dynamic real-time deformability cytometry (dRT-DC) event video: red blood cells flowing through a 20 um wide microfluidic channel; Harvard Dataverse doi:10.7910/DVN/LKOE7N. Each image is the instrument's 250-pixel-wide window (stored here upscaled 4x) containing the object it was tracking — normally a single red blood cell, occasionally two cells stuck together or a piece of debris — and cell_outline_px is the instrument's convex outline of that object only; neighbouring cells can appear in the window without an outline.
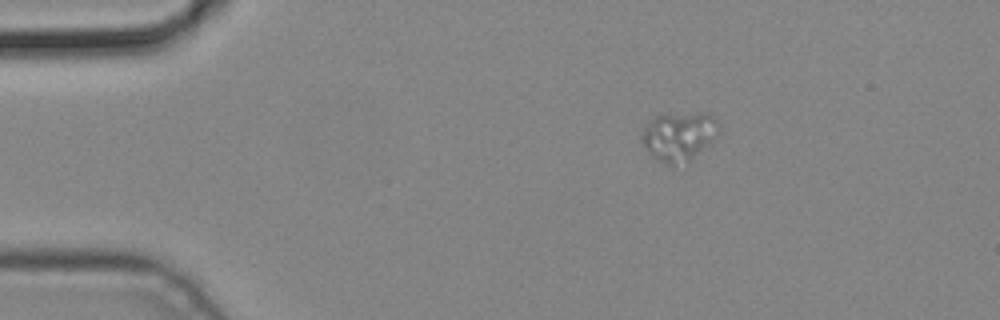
{"species": "common noctule bat (a hibernating species)", "species_latin": "Nyctalus noctula", "temperature_condition": "cold", "stored_images_in_passage": 5, "camera_frame_rate_fps": 3000, "um_per_image_px": 0.085, "animal": {"sex": "male", "body_mass_g": 19.2, "forearm_length_mm": 51.8}, "frame": {"image": 1, "passage_image": 5, "time_ms": 1.333, "image_size_px": [1000, 320], "cell_outline_px": [[720, 128], [708, 144], [688, 160], [672, 164], [664, 164], [656, 160], [652, 156], [640, 140], [640, 132], [644, 124], [648, 120], [664, 112], [708, 112], [716, 116], [720, 124]], "centroid_in_image_um": [57.66, 11.48], "position_along_channel_um": 27.3, "area_um2": 22.43}}